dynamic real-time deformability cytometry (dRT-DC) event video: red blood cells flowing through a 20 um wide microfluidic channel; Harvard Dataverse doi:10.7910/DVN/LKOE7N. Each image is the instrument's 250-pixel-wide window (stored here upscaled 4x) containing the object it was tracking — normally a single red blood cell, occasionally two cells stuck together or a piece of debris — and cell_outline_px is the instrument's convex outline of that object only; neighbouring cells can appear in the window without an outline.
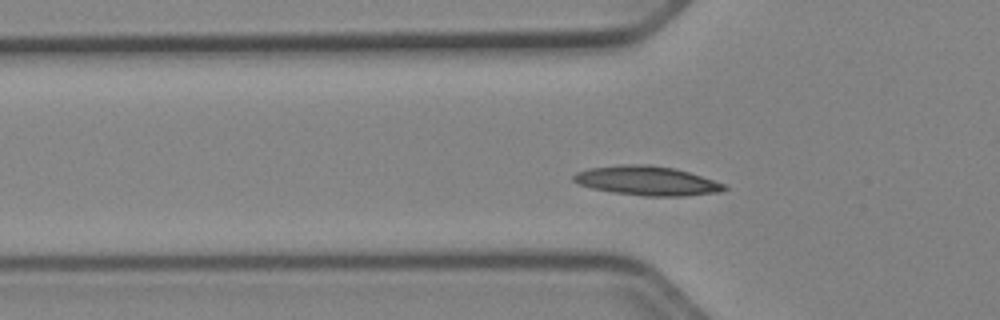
{"species": "Egyptian fruit bat (a non-hibernating species)", "species_latin": "Rousettus aegyptiacus", "temperature_condition": "cold", "stored_images_in_passage": 45, "camera_frame_rate_fps": 3000, "um_per_image_px": 0.085, "animal": {"sex": "female"}, "frame": {"image": 1, "passage_image": 9, "time_ms": 2.667, "image_size_px": [1000, 320], "cell_outline_px": [[728, 188], [720, 192], [684, 196], [644, 196], [612, 192], [592, 188], [580, 184], [572, 180], [572, 176], [576, 172], [588, 168], [620, 164], [648, 164], [676, 168], [724, 184]], "centroid_in_image_um": [54.96, 15.36], "position_along_channel_um": 70.8, "area_um2": 25.72}}
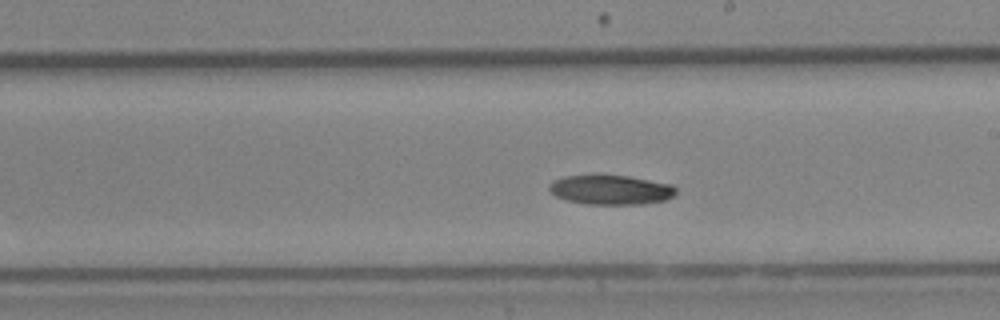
{"frame": {"image": 2, "passage_image": 22, "time_ms": 7.0, "image_size_px": [1000, 320], "cell_outline_px": [[676, 196], [664, 200], [644, 204], [584, 204], [568, 200], [556, 196], [548, 188], [548, 184], [552, 180], [564, 176], [600, 172], [628, 176], [672, 184], [676, 188]], "centroid_in_image_um": [51.89, 16.09], "position_along_channel_um": 237.1, "area_um2": 22.66}}
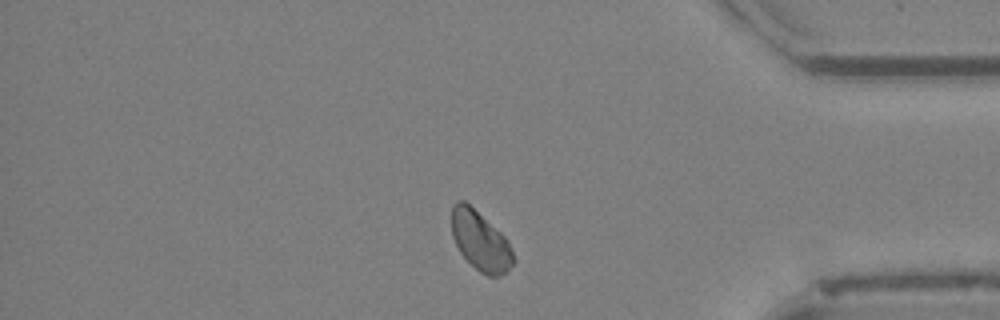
{"frame": {"image": 3, "passage_image": 36, "time_ms": 11.667, "image_size_px": [1000, 320], "cell_outline_px": [[516, 260], [508, 272], [500, 276], [488, 276], [480, 272], [460, 252], [452, 236], [452, 204], [456, 200], [464, 200], [500, 232], [508, 240], [512, 248]], "centroid_in_image_um": [40.86, 20.5], "position_along_channel_um": 394.3, "area_um2": 21.33}, "authors_computed_cell_mechanics": {"area_um2": 22.1952, "velocity_mm_per_s": 3.8585, "shape_relaxation_time_tau1_ms": 6.8568, "shape_relaxation_time_tau2_ms": null, "deformation_change_tau1": 0.1038, "deformation_change_tau2": null}}